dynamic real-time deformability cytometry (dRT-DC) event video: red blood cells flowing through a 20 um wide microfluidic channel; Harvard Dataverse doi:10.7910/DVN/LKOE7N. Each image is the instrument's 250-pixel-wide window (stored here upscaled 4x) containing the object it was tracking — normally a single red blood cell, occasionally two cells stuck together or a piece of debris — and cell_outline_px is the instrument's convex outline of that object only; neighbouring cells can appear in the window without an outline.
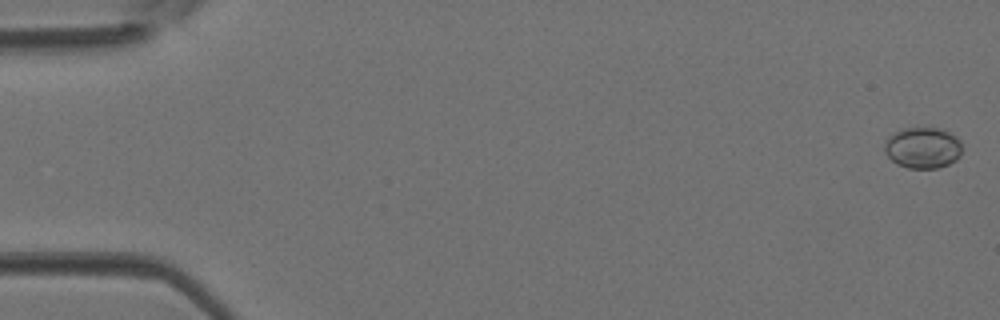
{"species": "Egyptian fruit bat (a non-hibernating species)", "species_latin": "Rousettus aegyptiacus", "temperature_condition": "room temperature", "stored_images_in_passage": 44, "camera_frame_rate_fps": 3000, "um_per_image_px": 0.085, "animal": {"sex": "female"}, "frame": {"image": 1, "passage_image": 1, "time_ms": 0.0, "image_size_px": [1000, 320], "cell_outline_px": [[960, 156], [956, 160], [948, 164], [936, 168], [908, 168], [896, 164], [884, 152], [884, 144], [888, 136], [904, 128], [936, 128], [948, 132], [956, 136], [960, 140]], "centroid_in_image_um": [78.41, 12.57], "position_along_channel_um": 6.6, "area_um2": 18.5}}
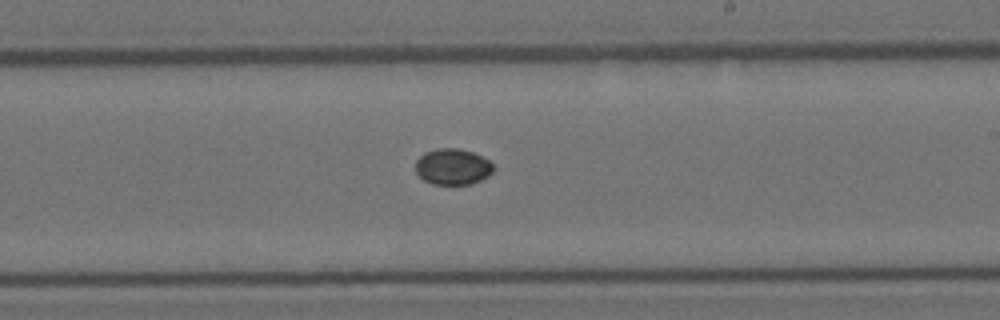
{"frame": {"image": 2, "passage_image": 26, "time_ms": 8.333, "image_size_px": [1000, 320], "cell_outline_px": [[496, 168], [488, 176], [480, 180], [468, 184], [432, 184], [424, 180], [416, 172], [416, 160], [424, 152], [436, 148], [460, 148], [472, 152], [488, 160]], "centroid_in_image_um": [38.47, 14.16], "position_along_channel_um": 250.5, "area_um2": 16.36}}
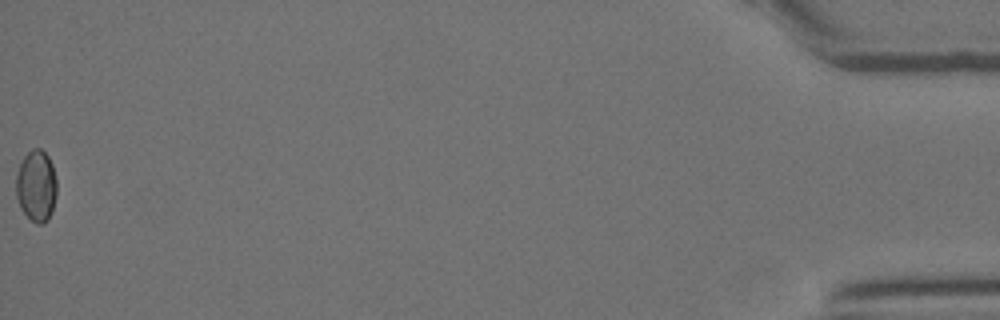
{"frame": {"image": 3, "passage_image": 44, "time_ms": 14.333, "image_size_px": [1000, 320], "cell_outline_px": [[56, 196], [52, 212], [48, 220], [44, 224], [36, 224], [20, 208], [16, 196], [16, 176], [20, 164], [24, 156], [32, 148], [40, 148], [48, 156], [52, 164], [56, 180]], "centroid_in_image_um": [3.09, 15.81], "position_along_channel_um": 432.1, "area_um2": 17.05}}